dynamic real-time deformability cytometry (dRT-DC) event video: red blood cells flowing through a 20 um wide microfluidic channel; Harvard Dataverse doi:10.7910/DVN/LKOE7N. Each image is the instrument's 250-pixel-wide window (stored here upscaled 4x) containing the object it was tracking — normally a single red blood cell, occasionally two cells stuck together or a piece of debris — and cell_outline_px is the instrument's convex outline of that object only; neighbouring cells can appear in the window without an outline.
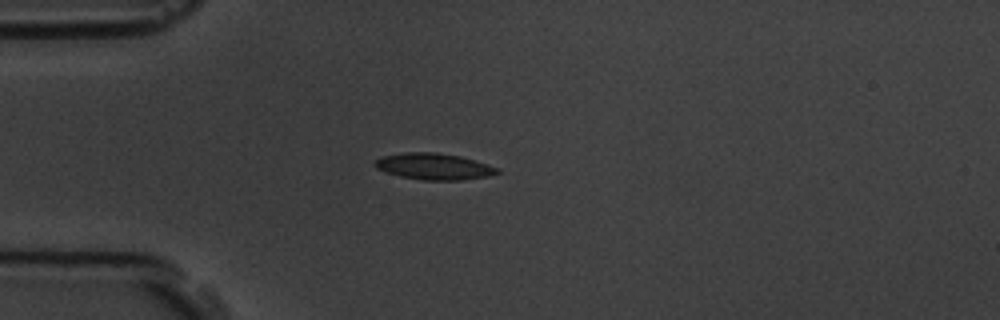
{"species": "common noctule bat (a hibernating species)", "species_latin": "Nyctalus noctula", "temperature_condition": "room temperature", "stored_images_in_passage": 5, "camera_frame_rate_fps": 3000, "um_per_image_px": 0.085, "animal": {"sex": "male", "body_mass_g": 19.5, "forearm_length_mm": 54.6}, "frame": {"image": 1, "passage_image": 4, "time_ms": 3.667, "image_size_px": [1000, 320], "cell_outline_px": [[500, 172], [488, 176], [460, 180], [424, 180], [400, 176], [384, 172], [376, 168], [372, 164], [376, 160], [384, 156], [404, 152], [436, 152], [460, 156], [500, 168]], "centroid_in_image_um": [36.87, 14.15], "position_along_channel_um": 48.1, "area_um2": 18.79}}